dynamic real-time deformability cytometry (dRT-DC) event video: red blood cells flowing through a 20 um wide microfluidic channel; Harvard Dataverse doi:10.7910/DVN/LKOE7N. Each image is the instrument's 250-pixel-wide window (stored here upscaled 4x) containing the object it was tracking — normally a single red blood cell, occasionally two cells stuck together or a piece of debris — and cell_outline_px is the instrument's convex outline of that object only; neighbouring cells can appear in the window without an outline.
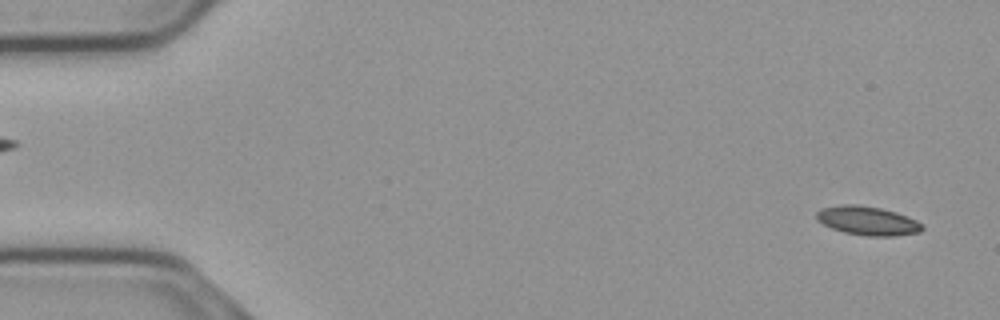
{"species": "common noctule bat (a hibernating species)", "species_latin": "Nyctalus noctula", "temperature_condition": "cold", "stored_images_in_passage": 55, "camera_frame_rate_fps": 3000, "um_per_image_px": 0.085, "animal": {"sex": "male", "body_mass_g": 23.1, "forearm_length_mm": 52.7}, "frame": {"image": 1, "passage_image": 2, "time_ms": 0.333, "image_size_px": [1000, 320], "cell_outline_px": [[924, 228], [920, 232], [896, 236], [868, 236], [844, 232], [832, 228], [816, 220], [816, 212], [820, 208], [844, 204], [856, 204], [880, 208], [896, 212], [908, 216], [916, 220]], "centroid_in_image_um": [73.73, 18.76], "position_along_channel_um": 11.3, "area_um2": 17.8}}
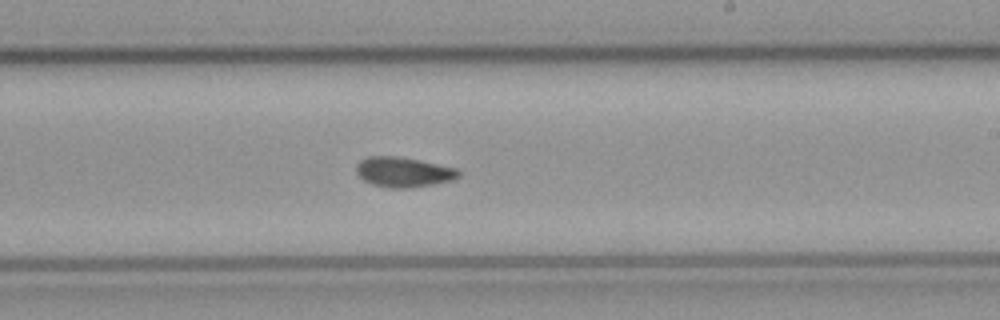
{"frame": {"image": 2, "passage_image": 32, "time_ms": 10.333, "image_size_px": [1000, 320], "cell_outline_px": [[460, 176], [452, 180], [432, 184], [408, 188], [392, 188], [372, 184], [364, 180], [356, 172], [356, 164], [360, 160], [368, 156], [396, 156], [420, 160], [456, 168], [460, 172]], "centroid_in_image_um": [34.28, 14.61], "position_along_channel_um": 254.7, "area_um2": 17.8}}
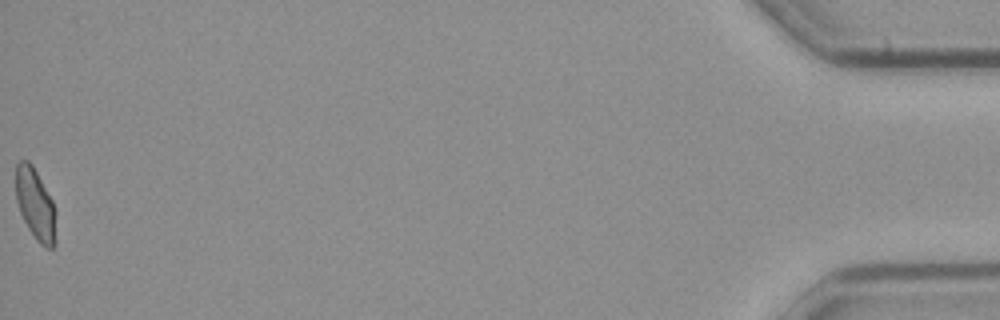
{"frame": {"image": 3, "passage_image": 55, "time_ms": 18.0, "image_size_px": [1000, 320], "cell_outline_px": [[56, 240], [52, 248], [48, 248], [40, 244], [36, 240], [28, 228], [20, 212], [16, 200], [16, 164], [20, 160], [28, 160], [32, 164], [52, 200]], "centroid_in_image_um": [2.98, 17.35], "position_along_channel_um": 432.2, "area_um2": 16.36}, "authors_computed_cell_mechanics": {"area_um2": 17.34, "velocity_mm_per_s": 3.7156, "shape_relaxation_time_tau1_ms": null, "shape_relaxation_time_tau2_ms": 2.1906, "deformation_change_tau1": null, "deformation_change_tau2": 0.0636}}